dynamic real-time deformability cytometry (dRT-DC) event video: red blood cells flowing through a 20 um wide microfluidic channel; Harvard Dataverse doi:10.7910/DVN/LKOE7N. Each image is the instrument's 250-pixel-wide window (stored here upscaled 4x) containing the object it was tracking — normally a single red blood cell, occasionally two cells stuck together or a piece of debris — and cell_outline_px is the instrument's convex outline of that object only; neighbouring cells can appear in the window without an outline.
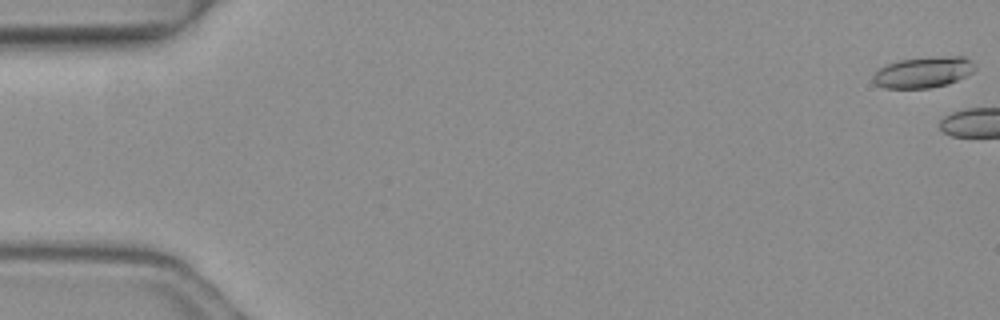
{"species": "common noctule bat (a hibernating species)", "species_latin": "Nyctalus noctula", "temperature_condition": "warm", "stored_images_in_passage": 5, "camera_frame_rate_fps": 3000, "um_per_image_px": 0.085, "animal": {"sex": "female", "body_mass_g": 19.3, "forearm_length_mm": 54.1}, "frame": {"image": 1, "passage_image": 1, "time_ms": 0.0, "image_size_px": [1000, 320], "cell_outline_px": [[976, 68], [972, 72], [948, 84], [928, 88], [884, 88], [876, 84], [872, 80], [872, 76], [880, 68], [896, 60], [932, 56], [964, 56]], "centroid_in_image_um": [78.44, 6.13], "position_along_channel_um": 6.6, "area_um2": 18.32}}
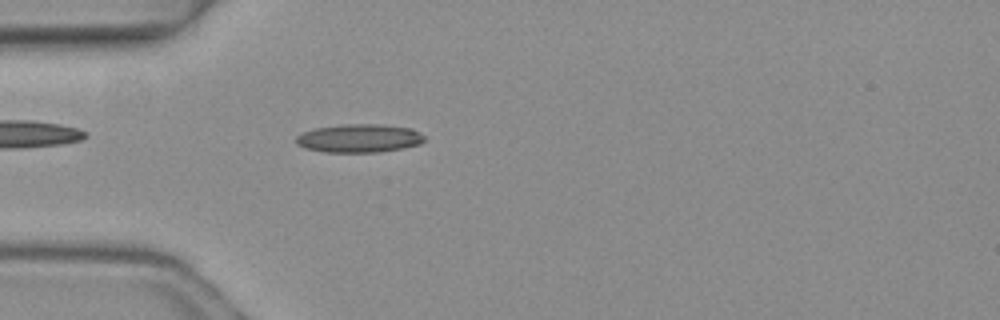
{"frame": {"image": 2, "passage_image": 5, "time_ms": 1.333, "image_size_px": [1000, 320], "cell_outline_px": [[424, 140], [420, 144], [400, 148], [376, 152], [324, 152], [304, 148], [296, 144], [296, 136], [312, 128], [344, 124], [380, 124], [412, 128], [424, 136]], "centroid_in_image_um": [30.49, 11.74], "position_along_channel_um": 54.5, "area_um2": 21.21}}